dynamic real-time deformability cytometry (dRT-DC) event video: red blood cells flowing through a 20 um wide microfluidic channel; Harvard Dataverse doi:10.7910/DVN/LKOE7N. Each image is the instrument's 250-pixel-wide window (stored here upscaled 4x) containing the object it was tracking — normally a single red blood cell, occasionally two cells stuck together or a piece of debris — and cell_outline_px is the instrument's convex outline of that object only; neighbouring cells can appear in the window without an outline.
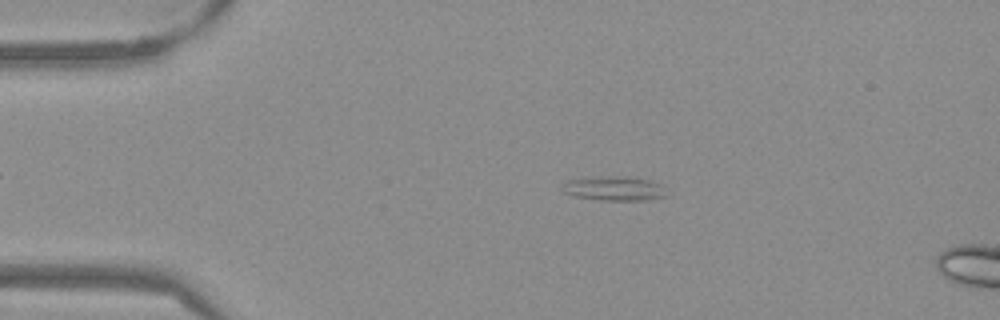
{"species": "Egyptian fruit bat (a non-hibernating species)", "species_latin": "Rousettus aegyptiacus", "temperature_condition": "warm", "stored_images_in_passage": 14, "camera_frame_rate_fps": 3000, "um_per_image_px": 0.085, "frame": {"image": 1, "passage_image": 10, "time_ms": 3.0, "image_size_px": [1000, 320], "cell_outline_px": [[668, 196], [644, 200], [600, 200], [576, 196], [564, 192], [560, 188], [560, 184], [568, 180], [608, 176], [628, 176], [648, 180], [660, 184]], "centroid_in_image_um": [52.19, 16.02], "position_along_channel_um": 32.8, "area_um2": 14.68}}